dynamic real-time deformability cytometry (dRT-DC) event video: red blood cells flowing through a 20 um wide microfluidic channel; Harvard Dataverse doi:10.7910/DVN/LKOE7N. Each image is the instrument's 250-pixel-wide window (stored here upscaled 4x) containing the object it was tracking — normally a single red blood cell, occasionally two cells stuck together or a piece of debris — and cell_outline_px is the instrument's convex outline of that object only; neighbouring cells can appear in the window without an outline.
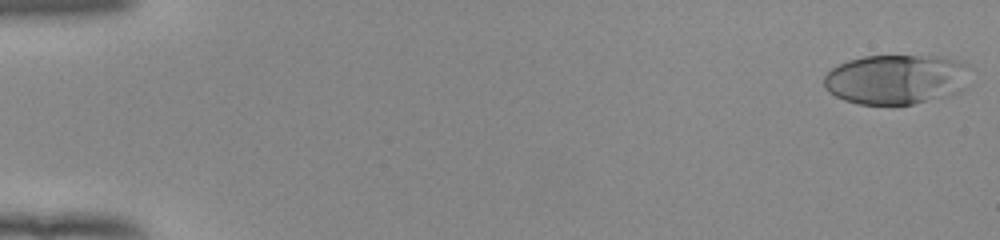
{"species": "human", "species_latin": "Homo sapiens", "temperature_condition": "room temperature", "stored_images_in_passage": 53, "camera_frame_rate_fps": 3000, "um_per_image_px": 0.085, "donor": {"sex": "female"}, "frame": {"image": 1, "passage_image": 1, "time_ms": 0.0, "image_size_px": [1000, 240], "cell_outline_px": [[968, 88], [960, 92], [948, 96], [912, 104], [892, 108], [860, 104], [844, 100], [828, 92], [824, 84], [824, 76], [832, 68], [848, 60], [864, 56], [940, 56], [964, 60], [968, 64]], "centroid_in_image_um": [76.24, 6.77], "position_along_channel_um": 8.8, "area_um2": 43.75}}
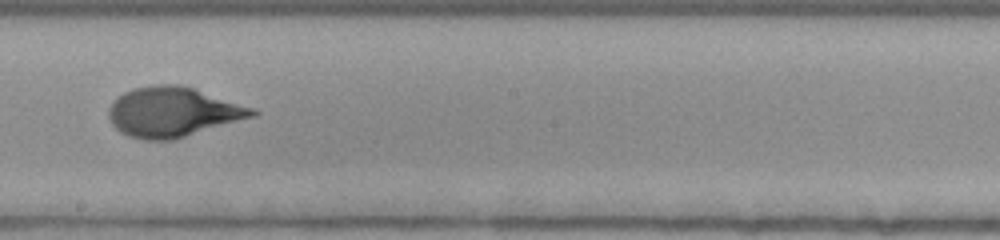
{"frame": {"image": 2, "passage_image": 31, "time_ms": 10.0, "image_size_px": [1000, 240], "cell_outline_px": [[260, 112], [256, 116], [172, 140], [144, 140], [128, 136], [120, 132], [112, 124], [108, 116], [108, 108], [112, 100], [124, 92], [132, 88], [156, 84], [180, 84], [256, 108]], "centroid_in_image_um": [14.69, 9.51], "position_along_channel_um": 233.5, "area_um2": 41.96}}
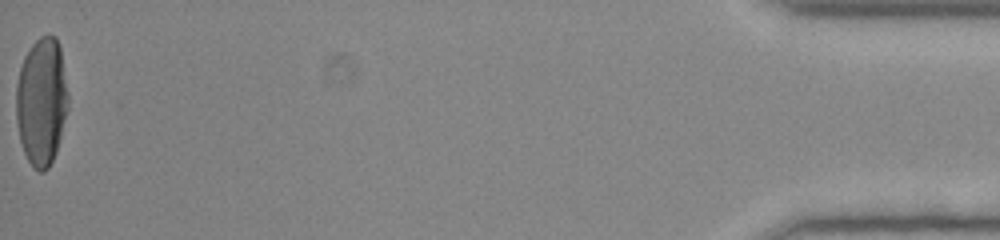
{"frame": {"image": 3, "passage_image": 53, "time_ms": 17.333, "image_size_px": [1000, 240], "cell_outline_px": [[68, 108], [56, 152], [48, 168], [44, 172], [40, 172], [32, 168], [24, 152], [20, 140], [16, 120], [16, 84], [20, 68], [24, 56], [28, 48], [40, 36], [48, 32], [56, 36], [60, 48], [68, 92]], "centroid_in_image_um": [3.53, 8.6], "position_along_channel_um": 431.7, "area_um2": 39.13}, "authors_computed_cell_mechanics": {"area_um2": 40.2288, "velocity_mm_per_s": 3.941, "shape_relaxation_time_tau1_ms": 4.9256, "shape_relaxation_time_tau2_ms": null, "deformation_change_tau1": 0.248, "deformation_change_tau2": null}}